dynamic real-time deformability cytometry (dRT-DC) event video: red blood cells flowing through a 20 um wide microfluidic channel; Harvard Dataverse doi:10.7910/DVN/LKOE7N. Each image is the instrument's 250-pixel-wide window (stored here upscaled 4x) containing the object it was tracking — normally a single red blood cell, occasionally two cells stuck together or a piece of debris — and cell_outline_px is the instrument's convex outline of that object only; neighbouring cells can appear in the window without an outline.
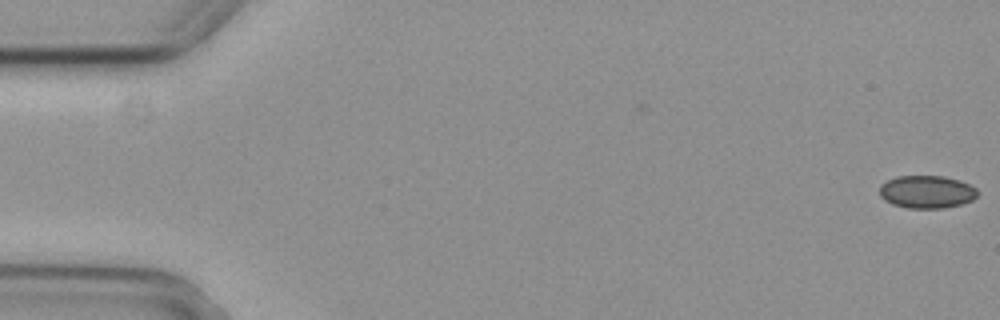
{"species": "common noctule bat (a hibernating species)", "species_latin": "Nyctalus noctula", "temperature_condition": "cold", "stored_images_in_passage": 4, "camera_frame_rate_fps": 3000, "um_per_image_px": 0.085, "animal": {"sex": "female", "body_mass_g": 29.2, "forearm_length_mm": 56.3}, "frame": {"image": 1, "passage_image": 1, "time_ms": 0.0, "image_size_px": [1000, 320], "cell_outline_px": [[976, 196], [972, 200], [960, 204], [944, 208], [908, 208], [892, 204], [884, 200], [880, 196], [880, 184], [896, 176], [944, 176], [960, 180], [976, 188]], "centroid_in_image_um": [78.74, 16.3], "position_along_channel_um": 6.3, "area_um2": 18.67}}